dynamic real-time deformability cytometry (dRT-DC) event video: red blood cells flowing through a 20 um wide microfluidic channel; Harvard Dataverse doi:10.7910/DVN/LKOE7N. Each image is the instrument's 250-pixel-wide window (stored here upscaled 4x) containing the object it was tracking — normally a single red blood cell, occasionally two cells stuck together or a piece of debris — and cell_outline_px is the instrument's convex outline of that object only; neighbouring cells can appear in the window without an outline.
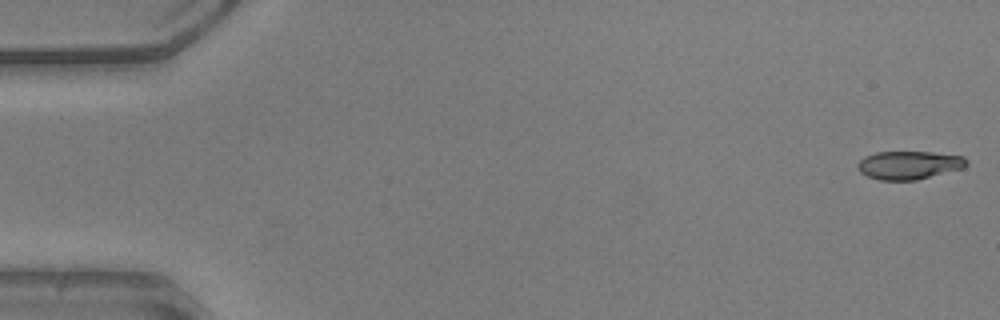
{"species": "common noctule bat (a hibernating species)", "species_latin": "Nyctalus noctula", "temperature_condition": "warm", "stored_images_in_passage": 10, "camera_frame_rate_fps": 3000, "um_per_image_px": 0.085, "animal": {"sex": "male", "body_mass_g": 20.5, "forearm_length_mm": 52.5}, "frame": {"image": 1, "passage_image": 1, "time_ms": 0.0, "image_size_px": [1000, 320], "cell_outline_px": [[968, 164], [964, 168], [916, 180], [880, 180], [868, 176], [860, 172], [856, 168], [856, 164], [864, 156], [876, 152], [932, 152], [964, 156], [968, 160]], "centroid_in_image_um": [77.27, 14.03], "position_along_channel_um": 7.7, "area_um2": 18.09}}